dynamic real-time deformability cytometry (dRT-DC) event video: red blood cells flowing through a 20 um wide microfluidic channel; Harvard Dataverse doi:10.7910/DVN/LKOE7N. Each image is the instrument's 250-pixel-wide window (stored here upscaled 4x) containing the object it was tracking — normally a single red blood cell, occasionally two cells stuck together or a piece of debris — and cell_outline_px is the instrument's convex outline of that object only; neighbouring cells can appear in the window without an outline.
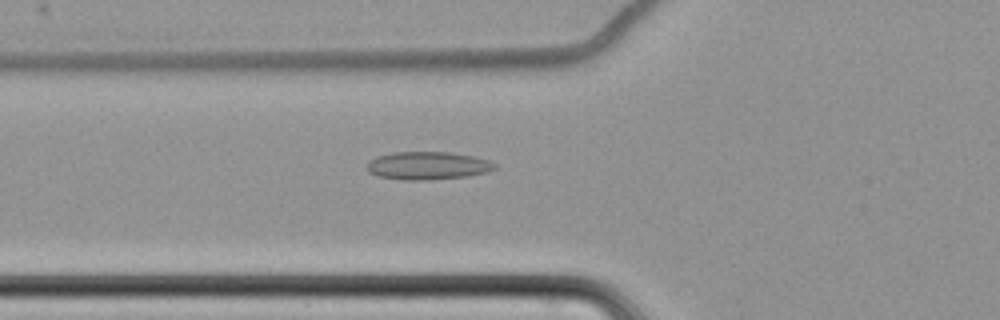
{"species": "common noctule bat (a hibernating species)", "species_latin": "Nyctalus noctula", "temperature_condition": "cold", "stored_images_in_passage": 62, "camera_frame_rate_fps": 3000, "um_per_image_px": 0.085, "animal": {"sex": "female", "body_mass_g": 22.7, "forearm_length_mm": 54.2}, "frame": {"image": 1, "passage_image": 25, "time_ms": 8.0, "image_size_px": [1000, 320], "cell_outline_px": [[496, 168], [488, 172], [468, 176], [424, 180], [404, 180], [376, 176], [368, 172], [364, 168], [368, 160], [376, 156], [392, 152], [448, 152], [472, 156], [488, 160], [496, 164]], "centroid_in_image_um": [36.28, 14.08], "position_along_channel_um": 89.5, "area_um2": 21.04}}
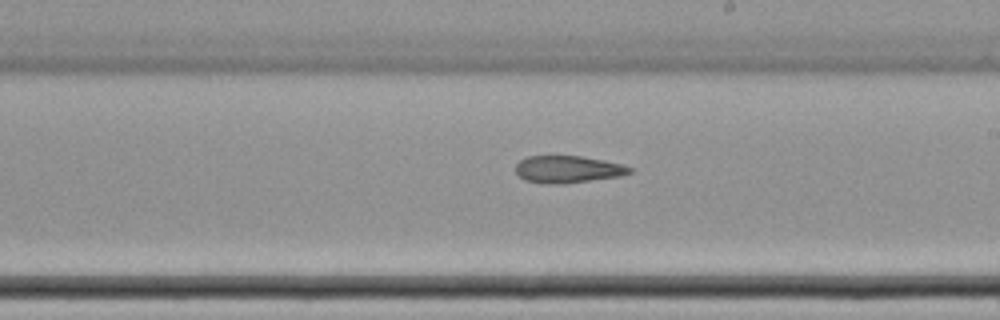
{"frame": {"image": 2, "passage_image": 38, "time_ms": 12.333, "image_size_px": [1000, 320], "cell_outline_px": [[632, 172], [620, 176], [564, 184], [548, 184], [524, 180], [516, 172], [516, 164], [520, 160], [528, 156], [580, 156], [604, 160], [624, 164], [632, 168]], "centroid_in_image_um": [48.28, 14.39], "position_along_channel_um": 240.7, "area_um2": 18.09}}
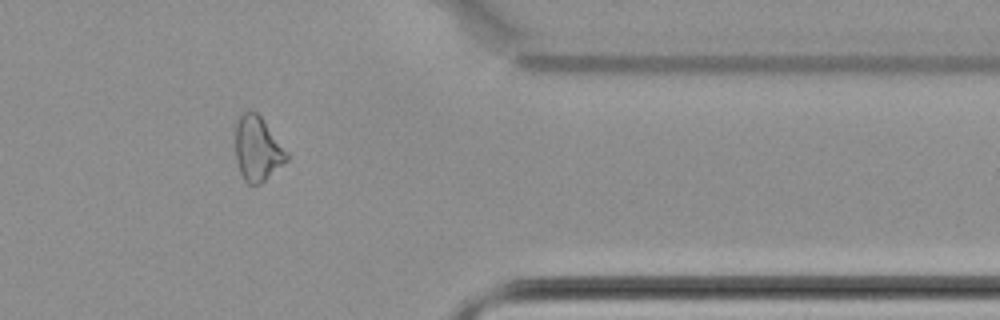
{"frame": {"image": 3, "passage_image": 52, "time_ms": 17.0, "image_size_px": [1000, 320], "cell_outline_px": [[288, 160], [260, 184], [248, 184], [244, 180], [240, 172], [236, 160], [236, 124], [240, 116], [248, 108], [252, 108], [260, 116], [288, 152]], "centroid_in_image_um": [21.88, 12.63], "position_along_channel_um": 389.5, "area_um2": 19.25}}